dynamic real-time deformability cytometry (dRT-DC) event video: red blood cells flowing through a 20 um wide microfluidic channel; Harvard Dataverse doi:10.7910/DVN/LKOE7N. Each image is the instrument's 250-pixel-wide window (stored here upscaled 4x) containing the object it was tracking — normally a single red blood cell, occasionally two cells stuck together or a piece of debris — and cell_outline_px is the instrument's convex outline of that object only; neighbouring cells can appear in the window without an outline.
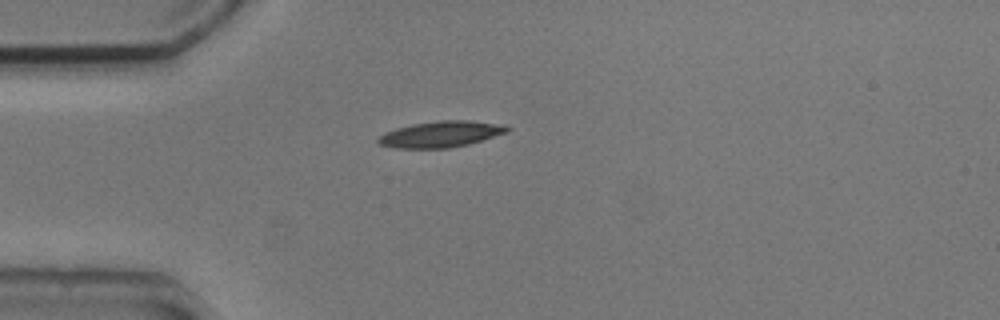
{"species": "common noctule bat (a hibernating species)", "species_latin": "Nyctalus noctula", "temperature_condition": "cold", "stored_images_in_passage": 40, "camera_frame_rate_fps": 3000, "um_per_image_px": 0.085, "animal": {"sex": "male", "body_mass_g": 20.5, "forearm_length_mm": 52.5}, "frame": {"image": 1, "passage_image": 1, "time_ms": 0.0, "image_size_px": [1000, 320], "cell_outline_px": [[512, 128], [508, 132], [468, 144], [448, 148], [396, 148], [380, 144], [376, 140], [384, 132], [396, 128], [412, 124], [440, 120], [468, 120], [504, 124]], "centroid_in_image_um": [37.5, 11.39], "position_along_channel_um": 47.5, "area_um2": 19.65}}
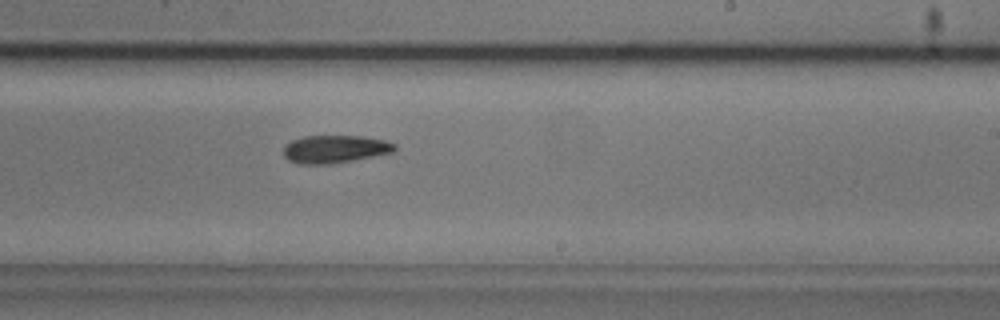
{"frame": {"image": 2, "passage_image": 19, "time_ms": 6.0, "image_size_px": [1000, 320], "cell_outline_px": [[396, 148], [392, 152], [352, 160], [328, 164], [296, 164], [288, 160], [284, 156], [284, 144], [292, 140], [304, 136], [364, 136], [384, 140], [396, 144]], "centroid_in_image_um": [28.42, 12.67], "position_along_channel_um": 260.6, "area_um2": 17.98}}
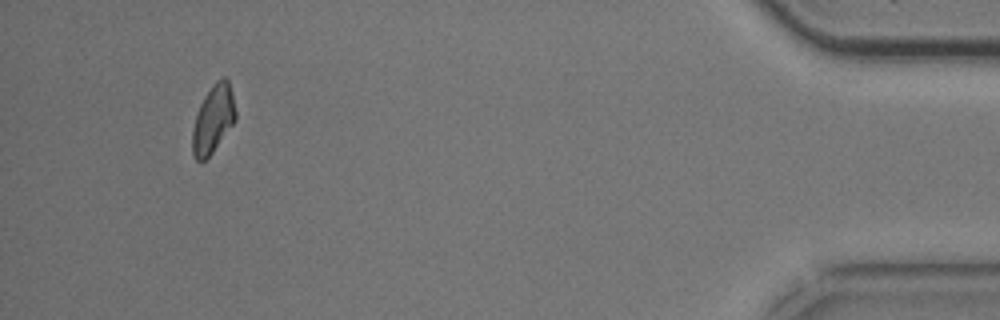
{"frame": {"image": 3, "passage_image": 37, "time_ms": 12.0, "image_size_px": [1000, 320], "cell_outline_px": [[236, 120], [212, 152], [204, 160], [196, 160], [192, 156], [192, 128], [196, 112], [204, 96], [212, 84], [216, 80], [224, 76], [228, 80], [232, 92], [236, 112]], "centroid_in_image_um": [18.1, 10.1], "position_along_channel_um": 417.1, "area_um2": 17.17}, "authors_computed_cell_mechanics": {"area_um2": 18.2359, "velocity_mm_per_s": 3.7769, "shape_relaxation_time_tau1_ms": 5.5954, "shape_relaxation_time_tau2_ms": null, "deformation_change_tau1": 0.1469, "deformation_change_tau2": null}}